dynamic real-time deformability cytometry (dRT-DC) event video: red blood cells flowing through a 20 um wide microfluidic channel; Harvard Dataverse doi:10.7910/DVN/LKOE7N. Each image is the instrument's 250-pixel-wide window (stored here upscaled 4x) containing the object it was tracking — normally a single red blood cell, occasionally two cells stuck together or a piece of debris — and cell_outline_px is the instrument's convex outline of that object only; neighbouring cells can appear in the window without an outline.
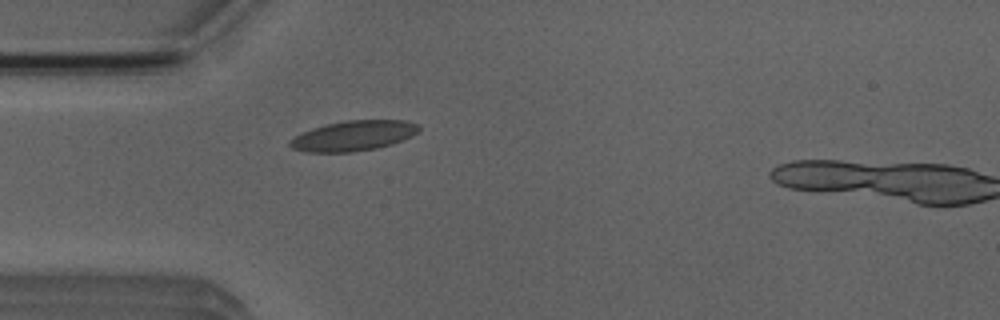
{"species": "Egyptian fruit bat (a non-hibernating species)", "species_latin": "Rousettus aegyptiacus", "temperature_condition": "room temperature", "stored_images_in_passage": 6, "camera_frame_rate_fps": 3000, "um_per_image_px": 0.085, "animal": {"sex": "male"}, "frame": {"image": 1, "passage_image": 5, "time_ms": 4.667, "image_size_px": [1000, 320], "cell_outline_px": [[420, 128], [412, 136], [392, 144], [376, 148], [352, 152], [308, 152], [292, 148], [288, 144], [288, 140], [312, 128], [344, 120], [408, 120], [420, 124]], "centroid_in_image_um": [30.07, 11.53], "position_along_channel_um": 54.9, "area_um2": 22.66}}